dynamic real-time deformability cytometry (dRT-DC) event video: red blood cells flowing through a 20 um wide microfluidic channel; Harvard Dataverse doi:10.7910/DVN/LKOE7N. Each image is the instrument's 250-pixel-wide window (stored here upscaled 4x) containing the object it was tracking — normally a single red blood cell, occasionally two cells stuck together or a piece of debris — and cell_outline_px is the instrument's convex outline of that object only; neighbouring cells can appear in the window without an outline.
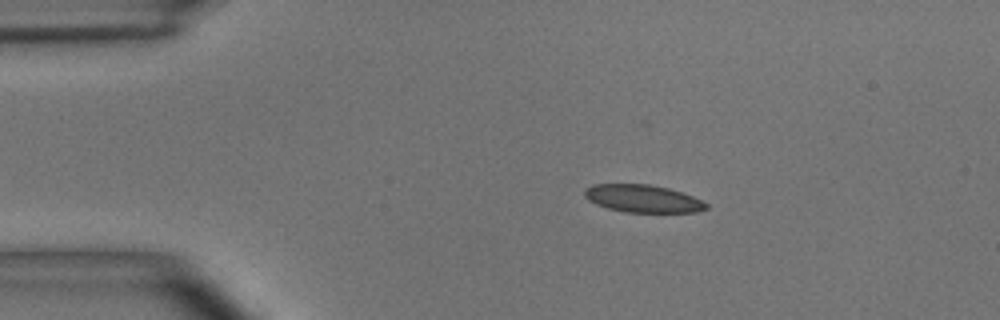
{"species": "common noctule bat (a hibernating species)", "species_latin": "Nyctalus noctula", "temperature_condition": "room temperature", "stored_images_in_passage": 3, "camera_frame_rate_fps": 3000, "um_per_image_px": 0.085, "animal": {"sex": "male", "body_mass_g": 15.6}, "frame": {"image": 1, "passage_image": 2, "time_ms": 0.333, "image_size_px": [1000, 320], "cell_outline_px": [[708, 208], [696, 212], [624, 212], [608, 208], [596, 204], [588, 200], [584, 196], [584, 192], [592, 184], [648, 184], [668, 188], [692, 196], [708, 204]], "centroid_in_image_um": [54.62, 16.88], "position_along_channel_um": 30.4, "area_um2": 19.42}}